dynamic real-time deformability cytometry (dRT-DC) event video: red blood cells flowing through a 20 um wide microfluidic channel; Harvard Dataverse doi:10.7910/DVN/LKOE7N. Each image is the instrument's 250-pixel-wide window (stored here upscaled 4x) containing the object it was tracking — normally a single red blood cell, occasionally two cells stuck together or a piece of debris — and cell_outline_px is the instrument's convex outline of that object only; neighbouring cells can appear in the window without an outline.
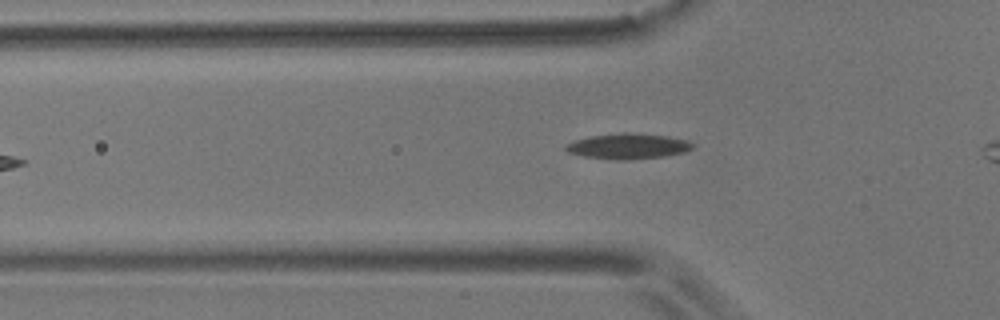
{"species": "common noctule bat (a hibernating species)", "species_latin": "Nyctalus noctula", "temperature_condition": "room temperature", "stored_images_in_passage": 6, "camera_frame_rate_fps": 3000, "um_per_image_px": 0.085, "animal": {"sex": "male", "body_mass_g": 17.9}, "frame": {"image": 1, "passage_image": 6, "time_ms": 6.667, "image_size_px": [1000, 320], "cell_outline_px": [[696, 144], [692, 148], [684, 152], [664, 156], [628, 160], [620, 160], [584, 156], [568, 152], [564, 148], [564, 144], [576, 140], [592, 136], [624, 132], [628, 132], [668, 136], [688, 140]], "centroid_in_image_um": [53.41, 12.42], "position_along_channel_um": 72.4, "area_um2": 18.79}}